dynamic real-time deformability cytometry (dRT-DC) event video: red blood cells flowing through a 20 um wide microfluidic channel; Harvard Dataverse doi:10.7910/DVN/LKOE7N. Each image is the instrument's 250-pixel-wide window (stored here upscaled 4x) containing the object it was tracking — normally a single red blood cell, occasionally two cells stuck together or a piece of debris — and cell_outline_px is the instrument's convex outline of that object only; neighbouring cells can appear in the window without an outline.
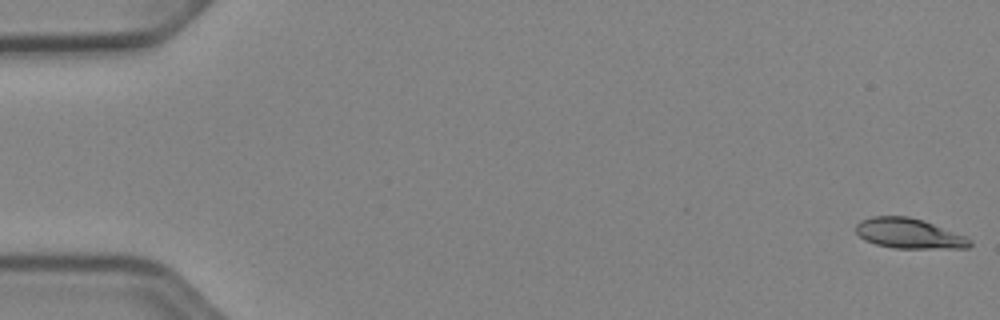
{"species": "Egyptian fruit bat (a non-hibernating species)", "species_latin": "Rousettus aegyptiacus", "temperature_condition": "cold", "stored_images_in_passage": 52, "camera_frame_rate_fps": 3000, "um_per_image_px": 0.085, "animal": {"sex": "female"}, "frame": {"image": 1, "passage_image": 1, "time_ms": 0.0, "image_size_px": [1000, 320], "cell_outline_px": [[972, 244], [968, 248], [896, 248], [876, 244], [864, 240], [856, 232], [856, 224], [860, 220], [872, 216], [908, 216], [924, 220], [968, 236], [972, 240]], "centroid_in_image_um": [77.3, 19.84], "position_along_channel_um": 7.7, "area_um2": 20.23}}
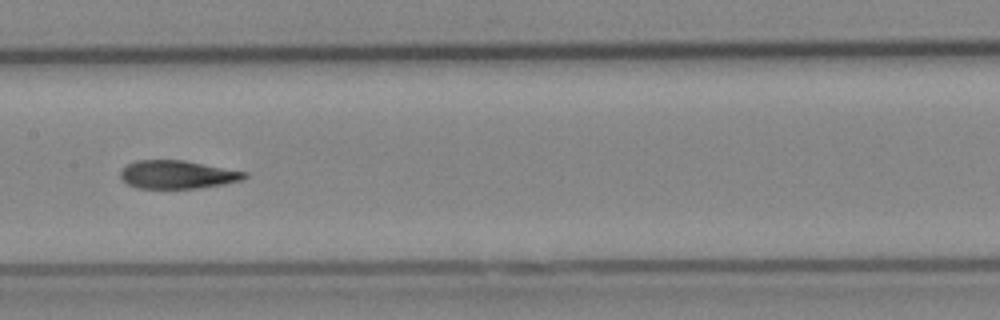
{"frame": {"image": 2, "passage_image": 27, "time_ms": 8.667, "image_size_px": [1000, 320], "cell_outline_px": [[248, 176], [240, 180], [224, 184], [200, 188], [136, 188], [128, 184], [120, 176], [120, 172], [128, 164], [136, 160], [184, 160], [248, 172]], "centroid_in_image_um": [15.1, 14.83], "position_along_channel_um": 192.3, "area_um2": 20.35}}
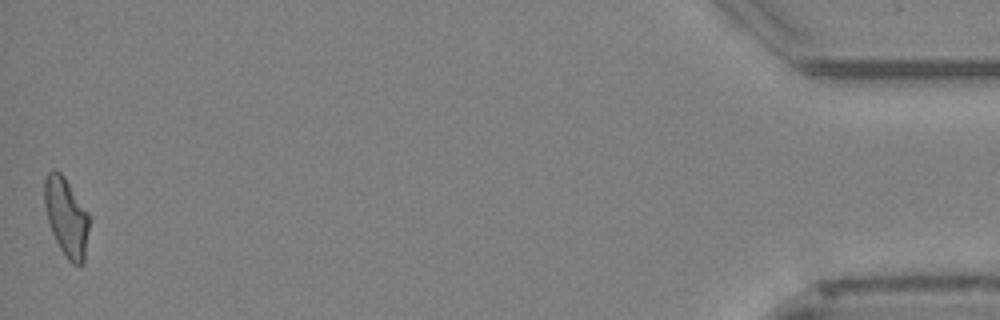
{"frame": {"image": 3, "passage_image": 52, "time_ms": 17.0, "image_size_px": [1000, 320], "cell_outline_px": [[88, 228], [84, 264], [72, 264], [68, 260], [60, 248], [52, 232], [48, 220], [44, 204], [44, 176], [52, 168], [60, 172], [64, 176], [88, 212]], "centroid_in_image_um": [5.62, 18.41], "position_along_channel_um": 429.6, "area_um2": 20.35}, "authors_computed_cell_mechanics": {"area_um2": 20.6924, "velocity_mm_per_s": 3.9482, "shape_relaxation_time_tau1_ms": 10.8341, "shape_relaxation_time_tau2_ms": 4.1862, "deformation_change_tau1": 0.2419, "deformation_change_tau2": 0.1007}}